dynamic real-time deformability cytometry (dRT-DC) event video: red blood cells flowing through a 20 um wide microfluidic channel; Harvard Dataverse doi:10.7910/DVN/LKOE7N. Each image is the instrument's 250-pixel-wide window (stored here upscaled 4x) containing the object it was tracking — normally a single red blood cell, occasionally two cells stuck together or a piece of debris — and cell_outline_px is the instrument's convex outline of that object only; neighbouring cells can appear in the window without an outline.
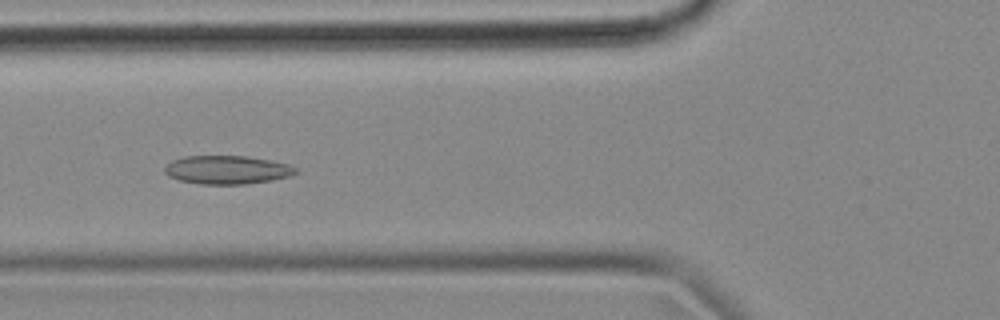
{"species": "common noctule bat (a hibernating species)", "species_latin": "Nyctalus noctula", "temperature_condition": "cold", "stored_images_in_passage": 55, "camera_frame_rate_fps": 3000, "um_per_image_px": 0.085, "animal": {"sex": "female", "body_mass_g": 18.4}, "frame": {"image": 1, "passage_image": 20, "time_ms": 6.333, "image_size_px": [1000, 320], "cell_outline_px": [[300, 172], [288, 176], [272, 180], [244, 184], [200, 184], [180, 180], [168, 176], [164, 172], [164, 168], [172, 160], [184, 156], [248, 156], [288, 164], [300, 168]], "centroid_in_image_um": [19.32, 14.43], "position_along_channel_um": 106.5, "area_um2": 21.79}}
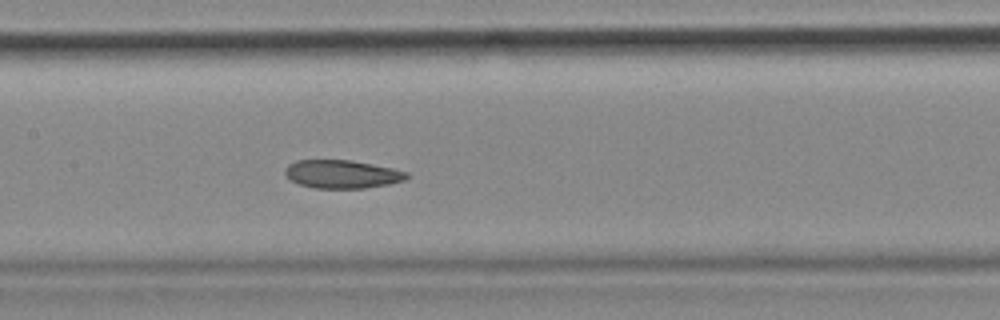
{"frame": {"image": 2, "passage_image": 26, "time_ms": 8.333, "image_size_px": [1000, 320], "cell_outline_px": [[412, 176], [404, 180], [388, 184], [364, 188], [316, 188], [300, 184], [292, 180], [284, 172], [284, 168], [288, 164], [296, 160], [352, 160], [392, 168], [408, 172]], "centroid_in_image_um": [29.1, 14.79], "position_along_channel_um": 178.3, "area_um2": 20.0}}
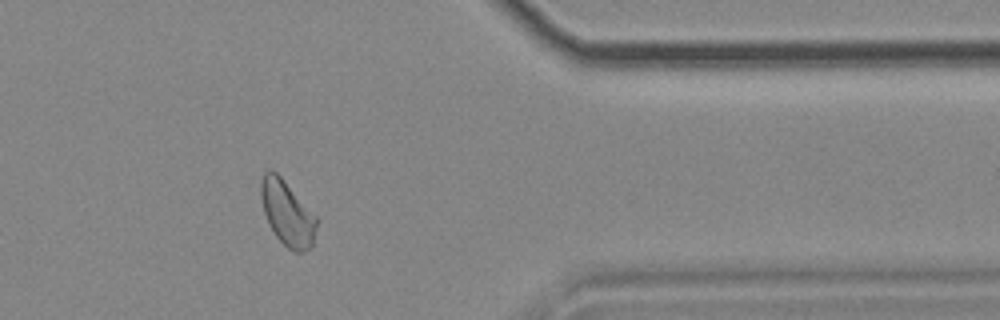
{"frame": {"image": 3, "passage_image": 45, "time_ms": 14.667, "image_size_px": [1000, 320], "cell_outline_px": [[320, 220], [312, 244], [304, 252], [292, 252], [276, 236], [268, 224], [264, 212], [260, 196], [260, 180], [264, 172], [268, 168], [272, 168], [280, 176]], "centroid_in_image_um": [24.41, 18.11], "position_along_channel_um": 387.0, "area_um2": 21.27}, "authors_computed_cell_mechanics": {"area_um2": 21.675, "velocity_mm_per_s": 3.583, "shape_relaxation_time_tau1_ms": null, "shape_relaxation_time_tau2_ms": 3.6746, "deformation_change_tau1": null, "deformation_change_tau2": 0.1002}}